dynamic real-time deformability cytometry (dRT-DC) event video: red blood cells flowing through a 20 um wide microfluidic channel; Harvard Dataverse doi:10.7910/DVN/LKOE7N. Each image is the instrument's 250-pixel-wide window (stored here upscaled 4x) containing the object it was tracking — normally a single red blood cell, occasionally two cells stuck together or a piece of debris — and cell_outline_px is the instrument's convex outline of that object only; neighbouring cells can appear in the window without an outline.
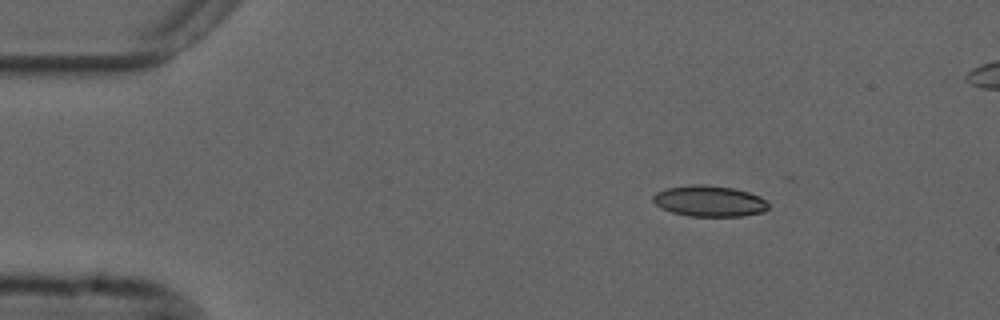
{"species": "common noctule bat (a hibernating species)", "species_latin": "Nyctalus noctula", "temperature_condition": "cold", "stored_images_in_passage": 7, "camera_frame_rate_fps": 3000, "um_per_image_px": 0.085, "animal": {"sex": "male", "forearm_length_mm": 52.5}, "frame": {"image": 1, "passage_image": 1, "time_ms": 0.0, "image_size_px": [1000, 320], "cell_outline_px": [[768, 208], [764, 212], [744, 216], [688, 216], [672, 212], [660, 208], [652, 200], [652, 196], [656, 192], [664, 188], [692, 184], [704, 184], [732, 188], [748, 192], [760, 196], [768, 200]], "centroid_in_image_um": [60.29, 17.09], "position_along_channel_um": 24.7, "area_um2": 21.1}}